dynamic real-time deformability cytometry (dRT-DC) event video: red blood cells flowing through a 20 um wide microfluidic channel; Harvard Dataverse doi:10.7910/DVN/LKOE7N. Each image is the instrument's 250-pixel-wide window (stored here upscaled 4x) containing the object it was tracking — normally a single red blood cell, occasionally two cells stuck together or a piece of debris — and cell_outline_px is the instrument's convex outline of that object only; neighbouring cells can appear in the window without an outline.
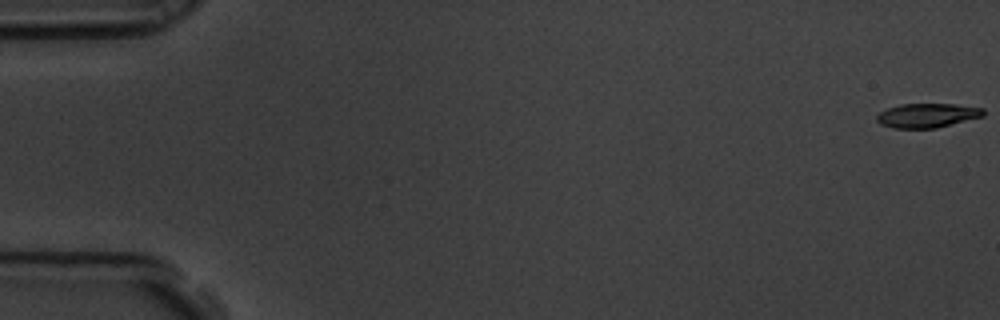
{"species": "common noctule bat (a hibernating species)", "species_latin": "Nyctalus noctula", "temperature_condition": "room temperature", "stored_images_in_passage": 5, "camera_frame_rate_fps": 3000, "um_per_image_px": 0.085, "animal": {"sex": "male", "body_mass_g": 19.5, "forearm_length_mm": 54.6}, "frame": {"image": 1, "passage_image": 1, "time_ms": 0.0, "image_size_px": [1000, 320], "cell_outline_px": [[984, 116], [936, 128], [892, 128], [880, 124], [876, 120], [876, 116], [880, 112], [888, 108], [900, 104], [956, 104], [984, 108]], "centroid_in_image_um": [78.81, 9.81], "position_along_channel_um": 6.2, "area_um2": 15.09}}
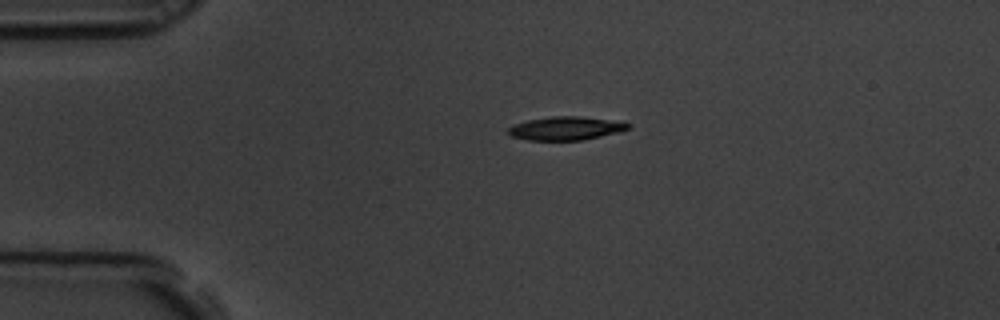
{"frame": {"image": 2, "passage_image": 4, "time_ms": 1.0, "image_size_px": [1000, 320], "cell_outline_px": [[632, 124], [628, 128], [620, 132], [584, 140], [528, 140], [508, 136], [508, 128], [512, 124], [528, 120], [552, 116], [580, 116], [608, 120]], "centroid_in_image_um": [48.04, 10.91], "position_along_channel_um": 37.0, "area_um2": 16.42}}